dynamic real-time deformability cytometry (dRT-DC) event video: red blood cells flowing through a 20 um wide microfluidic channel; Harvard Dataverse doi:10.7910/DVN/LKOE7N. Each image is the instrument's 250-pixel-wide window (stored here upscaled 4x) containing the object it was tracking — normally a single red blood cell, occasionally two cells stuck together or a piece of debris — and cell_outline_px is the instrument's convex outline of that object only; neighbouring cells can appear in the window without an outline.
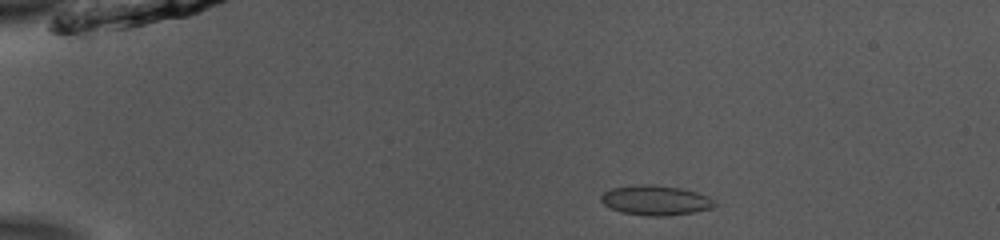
{"species": "common noctule bat (a hibernating species)", "species_latin": "Nyctalus noctula", "temperature_condition": "room temperature", "stored_images_in_passage": 45, "camera_frame_rate_fps": 3000, "um_per_image_px": 0.085, "animal": {"sex": "male", "body_mass_g": 13.0, "forearm_length_mm": 53.1}, "frame": {"image": 1, "passage_image": 3, "time_ms": 0.667, "image_size_px": [1000, 240], "cell_outline_px": [[716, 204], [712, 208], [692, 212], [668, 216], [648, 216], [620, 212], [604, 204], [600, 200], [600, 196], [604, 192], [612, 188], [636, 184], [648, 184], [680, 188], [696, 192], [708, 196]], "centroid_in_image_um": [55.69, 17.02], "position_along_channel_um": 29.3, "area_um2": 19.65}}
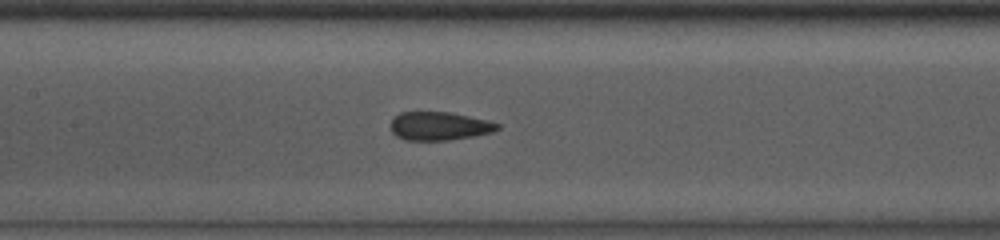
{"frame": {"image": 2, "passage_image": 19, "time_ms": 6.0, "image_size_px": [1000, 240], "cell_outline_px": [[500, 128], [492, 132], [472, 136], [448, 140], [404, 140], [396, 136], [392, 132], [392, 120], [400, 112], [448, 112], [468, 116], [500, 124]], "centroid_in_image_um": [37.32, 10.72], "position_along_channel_um": 170.1, "area_um2": 17.4}}
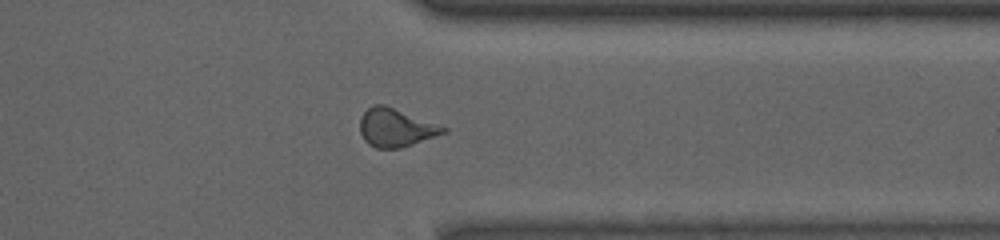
{"frame": {"image": 3, "passage_image": 35, "time_ms": 11.333, "image_size_px": [1000, 240], "cell_outline_px": [[448, 132], [400, 148], [376, 148], [368, 144], [364, 140], [360, 132], [360, 116], [372, 104], [384, 104], [448, 128]], "centroid_in_image_um": [33.62, 10.85], "position_along_channel_um": 377.8, "area_um2": 18.5}, "authors_computed_cell_mechanics": {"area_um2": 18.496, "velocity_mm_per_s": 3.921, "shape_relaxation_time_tau1_ms": 7.6982, "shape_relaxation_time_tau2_ms": 1.3636, "deformation_change_tau1": 0.152, "deformation_change_tau2": 0.0522}}